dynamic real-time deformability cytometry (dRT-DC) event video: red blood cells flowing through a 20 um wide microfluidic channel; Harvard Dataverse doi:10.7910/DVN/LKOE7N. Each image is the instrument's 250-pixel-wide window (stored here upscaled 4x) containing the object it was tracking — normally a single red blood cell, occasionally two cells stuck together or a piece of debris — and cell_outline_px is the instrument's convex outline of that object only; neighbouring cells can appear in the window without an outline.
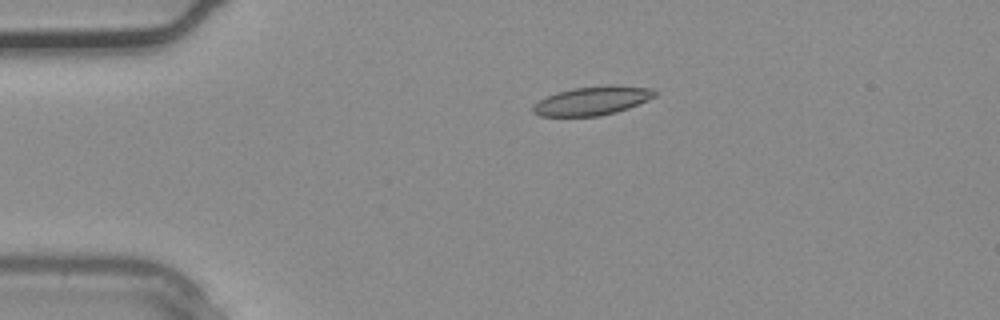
{"species": "common noctule bat (a hibernating species)", "species_latin": "Nyctalus noctula", "temperature_condition": "warm", "stored_images_in_passage": 3, "camera_frame_rate_fps": 3000, "um_per_image_px": 0.085, "animal": {"sex": "male", "body_mass_g": 20.4}, "frame": {"image": 1, "passage_image": 2, "time_ms": 0.333, "image_size_px": [1000, 320], "cell_outline_px": [[656, 96], [648, 100], [628, 108], [616, 112], [600, 116], [540, 116], [532, 112], [532, 108], [540, 100], [556, 92], [572, 88], [608, 84], [612, 84], [652, 88], [656, 92]], "centroid_in_image_um": [50.37, 8.55], "position_along_channel_um": 34.6, "area_um2": 20.52}}